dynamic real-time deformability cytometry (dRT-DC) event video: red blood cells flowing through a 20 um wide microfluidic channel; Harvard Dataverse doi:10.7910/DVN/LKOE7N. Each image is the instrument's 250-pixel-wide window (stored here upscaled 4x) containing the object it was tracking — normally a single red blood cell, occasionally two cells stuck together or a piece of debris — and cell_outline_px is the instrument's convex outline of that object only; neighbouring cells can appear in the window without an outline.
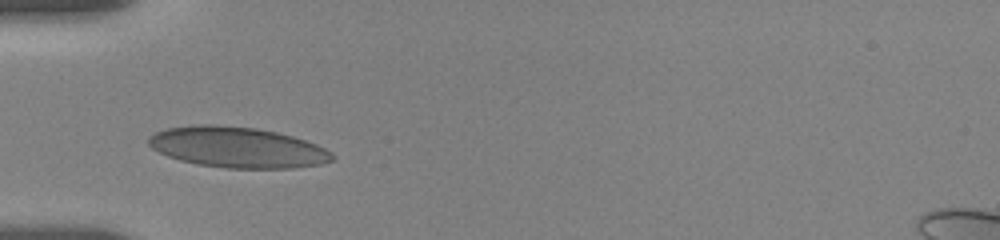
{"species": "human", "species_latin": "Homo sapiens", "temperature_condition": "room temperature", "stored_images_in_passage": 18, "camera_frame_rate_fps": 3000, "um_per_image_px": 0.085, "donor": {"sex": "female"}, "frame": {"image": 1, "passage_image": 1, "time_ms": 0.0, "image_size_px": [1000, 240], "cell_outline_px": [[336, 160], [320, 164], [292, 168], [228, 168], [200, 164], [180, 160], [168, 156], [152, 148], [148, 144], [148, 136], [156, 132], [168, 128], [196, 124], [212, 124], [256, 128], [276, 132], [292, 136], [316, 144], [332, 152], [336, 156]], "centroid_in_image_um": [20.2, 12.52], "position_along_channel_um": 64.8, "area_um2": 43.47}}
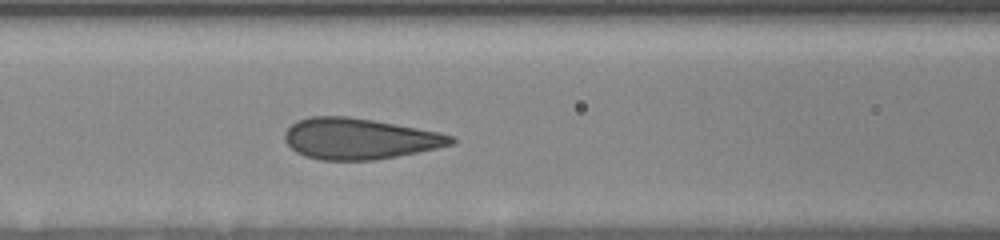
{"frame": {"image": 2, "passage_image": 12, "time_ms": 2.0, "image_size_px": [1000, 240], "cell_outline_px": [[456, 140], [452, 144], [436, 148], [396, 156], [372, 160], [320, 160], [304, 156], [296, 152], [284, 140], [284, 132], [296, 120], [312, 116], [348, 116], [372, 120], [440, 132], [456, 136]], "centroid_in_image_um": [30.52, 11.79], "position_along_channel_um": 136.1, "area_um2": 39.65}}
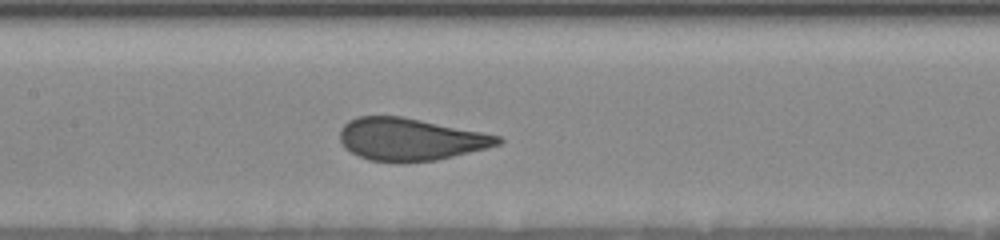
{"frame": {"image": 3, "passage_image": 16, "time_ms": 3.0, "image_size_px": [1000, 240], "cell_outline_px": [[504, 140], [500, 144], [488, 148], [436, 160], [404, 164], [400, 164], [368, 160], [344, 148], [340, 140], [340, 128], [348, 120], [356, 116], [400, 116], [500, 136]], "centroid_in_image_um": [34.83, 11.86], "position_along_channel_um": 172.6, "area_um2": 39.25}}